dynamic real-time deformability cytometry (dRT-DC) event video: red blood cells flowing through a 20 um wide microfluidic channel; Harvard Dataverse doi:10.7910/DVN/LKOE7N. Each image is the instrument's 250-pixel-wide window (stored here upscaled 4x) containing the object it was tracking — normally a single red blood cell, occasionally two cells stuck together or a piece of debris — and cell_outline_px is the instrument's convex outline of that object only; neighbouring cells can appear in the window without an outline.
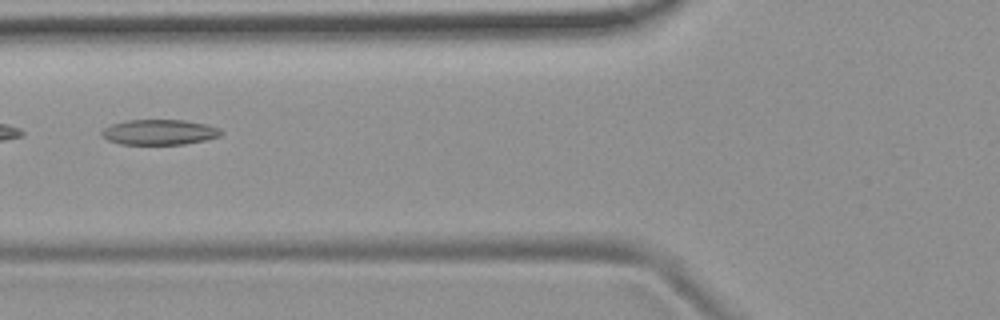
{"species": "common noctule bat (a hibernating species)", "species_latin": "Nyctalus noctula", "temperature_condition": "room temperature", "stored_images_in_passage": 5, "camera_frame_rate_fps": 3000, "um_per_image_px": 0.085, "animal": {"sex": "female", "body_mass_g": 19.9}, "frame": {"image": 1, "passage_image": 5, "time_ms": 5.333, "image_size_px": [1000, 320], "cell_outline_px": [[220, 136], [208, 140], [184, 144], [120, 144], [108, 140], [100, 136], [100, 132], [104, 128], [112, 124], [128, 120], [184, 120], [208, 124], [220, 128]], "centroid_in_image_um": [13.54, 11.23], "position_along_channel_um": 112.3, "area_um2": 17.69}}